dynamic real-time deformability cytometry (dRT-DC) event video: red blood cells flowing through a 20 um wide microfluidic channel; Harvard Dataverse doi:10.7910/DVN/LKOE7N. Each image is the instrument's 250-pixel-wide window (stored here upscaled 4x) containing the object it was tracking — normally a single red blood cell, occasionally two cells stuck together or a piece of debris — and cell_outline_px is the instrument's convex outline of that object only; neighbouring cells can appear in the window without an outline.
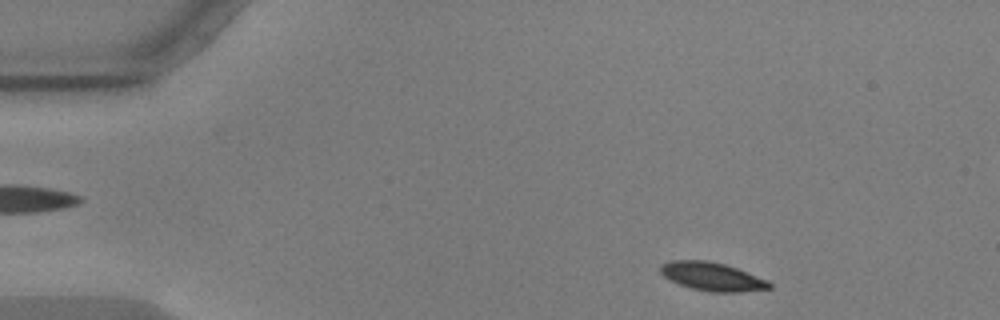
{"species": "common noctule bat (a hibernating species)", "species_latin": "Nyctalus noctula", "temperature_condition": "warm", "stored_images_in_passage": 52, "segment_of_instrument_passage": [1, 2], "camera_frame_rate_fps": 3000, "um_per_image_px": 0.085, "animal": {"sex": "male", "body_mass_g": 17.9, "forearm_length_mm": 54.2}, "frame": {"image": 1, "passage_image": 3, "time_ms": 0.667, "image_size_px": [1000, 320], "cell_outline_px": [[772, 288], [740, 292], [708, 292], [692, 288], [680, 284], [664, 276], [660, 272], [660, 264], [672, 260], [708, 260], [724, 264], [736, 268], [768, 280], [772, 284]], "centroid_in_image_um": [60.54, 23.5], "position_along_channel_um": 24.5, "area_um2": 17.98}}
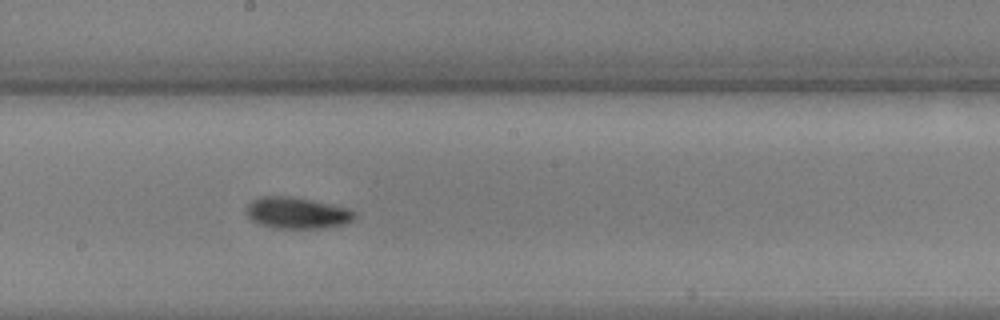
{"frame": {"image": 2, "passage_image": 26, "time_ms": 8.333, "image_size_px": [1000, 320], "cell_outline_px": [[356, 216], [352, 220], [344, 224], [320, 228], [272, 228], [256, 224], [244, 212], [244, 208], [252, 200], [260, 196], [292, 196], [352, 208], [356, 212]], "centroid_in_image_um": [25.22, 18.09], "position_along_channel_um": 223.0, "area_um2": 20.23}}
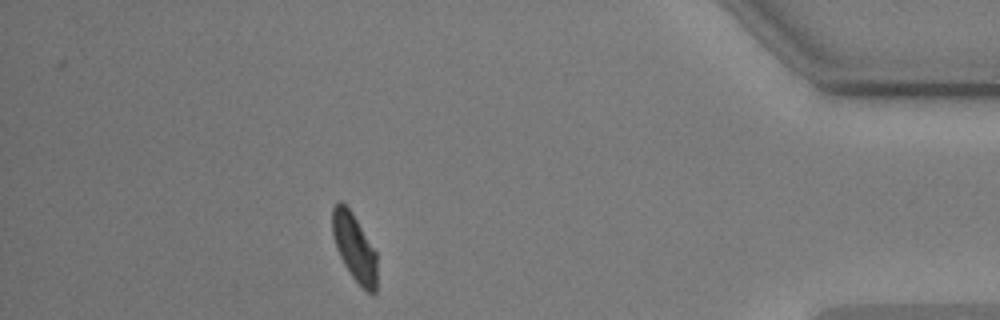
{"frame": {"image": 3, "passage_image": 45, "time_ms": 14.667, "image_size_px": [1000, 320], "cell_outline_px": [[376, 292], [368, 292], [352, 276], [344, 264], [336, 248], [332, 236], [332, 208], [340, 200], [352, 212], [376, 252]], "centroid_in_image_um": [30.1, 20.99], "position_along_channel_um": 405.1, "area_um2": 17.22}}